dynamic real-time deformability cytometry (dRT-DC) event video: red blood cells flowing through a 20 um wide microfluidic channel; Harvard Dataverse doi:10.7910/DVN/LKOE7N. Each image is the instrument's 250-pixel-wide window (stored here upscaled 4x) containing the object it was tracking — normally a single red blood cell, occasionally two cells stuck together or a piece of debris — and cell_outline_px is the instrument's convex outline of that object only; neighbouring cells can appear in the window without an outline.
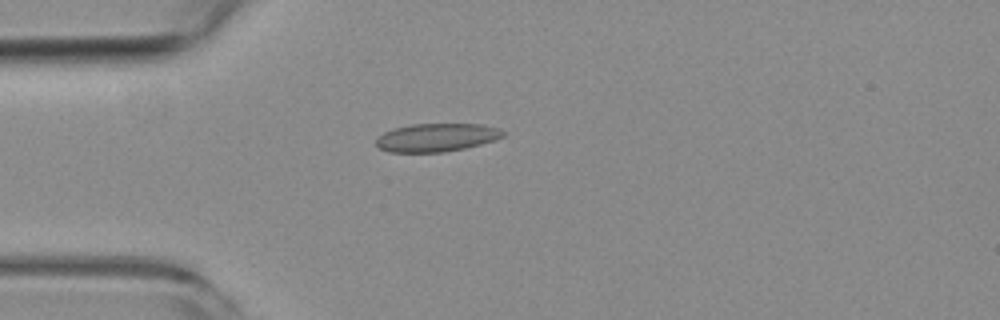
{"species": "common noctule bat (a hibernating species)", "species_latin": "Nyctalus noctula", "temperature_condition": "room temperature", "stored_images_in_passage": 56, "camera_frame_rate_fps": 3000, "um_per_image_px": 0.085, "animal": {"sex": "female", "body_mass_g": 19.3, "forearm_length_mm": 54.1}, "frame": {"image": 1, "passage_image": 15, "time_ms": 4.667, "image_size_px": [1000, 320], "cell_outline_px": [[504, 136], [480, 144], [464, 148], [444, 152], [388, 152], [380, 148], [376, 144], [376, 140], [384, 132], [392, 128], [412, 124], [484, 124], [496, 128], [504, 132]], "centroid_in_image_um": [37.07, 11.68], "position_along_channel_um": 47.9, "area_um2": 20.69}}
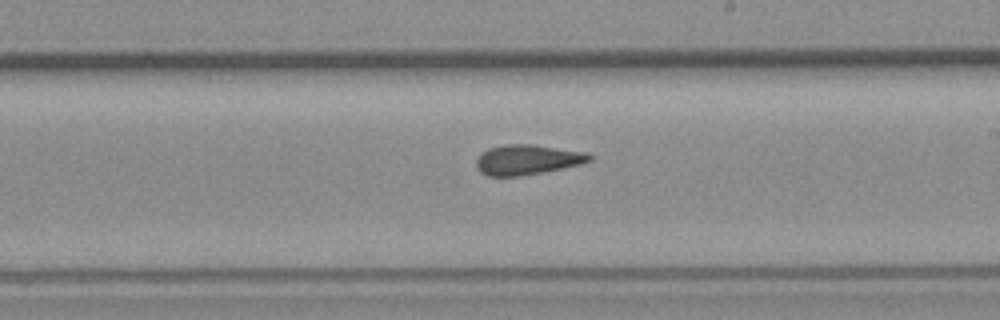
{"frame": {"image": 2, "passage_image": 32, "time_ms": 10.333, "image_size_px": [1000, 320], "cell_outline_px": [[592, 160], [580, 164], [520, 176], [488, 176], [480, 172], [476, 168], [476, 160], [488, 148], [508, 144], [532, 144], [588, 152], [592, 156]], "centroid_in_image_um": [44.82, 13.57], "position_along_channel_um": 244.2, "area_um2": 19.65}}
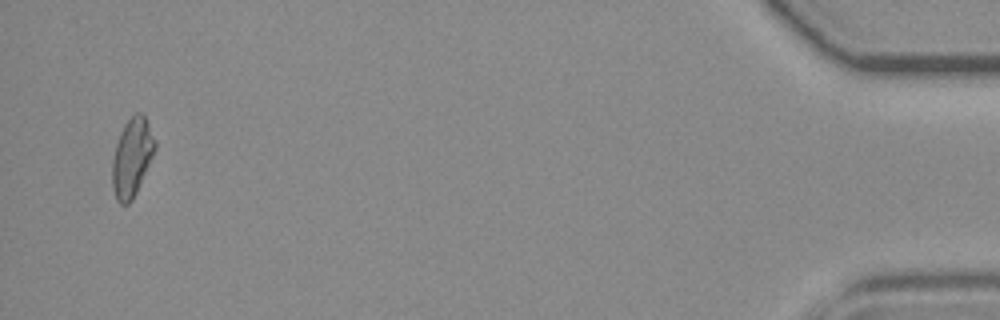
{"frame": {"image": 3, "passage_image": 54, "time_ms": 17.667, "image_size_px": [1000, 320], "cell_outline_px": [[156, 148], [136, 192], [132, 200], [128, 204], [120, 204], [116, 200], [112, 188], [112, 160], [116, 144], [120, 132], [124, 124], [136, 112], [140, 112], [144, 116], [148, 124], [156, 144]], "centroid_in_image_um": [11.19, 13.4], "position_along_channel_um": 424.0, "area_um2": 19.25}, "authors_computed_cell_mechanics": {"area_um2": 19.8832, "velocity_mm_per_s": 3.6961, "shape_relaxation_time_tau1_ms": null, "shape_relaxation_time_tau2_ms": 3.2774, "deformation_change_tau1": null, "deformation_change_tau2": 0.113}}